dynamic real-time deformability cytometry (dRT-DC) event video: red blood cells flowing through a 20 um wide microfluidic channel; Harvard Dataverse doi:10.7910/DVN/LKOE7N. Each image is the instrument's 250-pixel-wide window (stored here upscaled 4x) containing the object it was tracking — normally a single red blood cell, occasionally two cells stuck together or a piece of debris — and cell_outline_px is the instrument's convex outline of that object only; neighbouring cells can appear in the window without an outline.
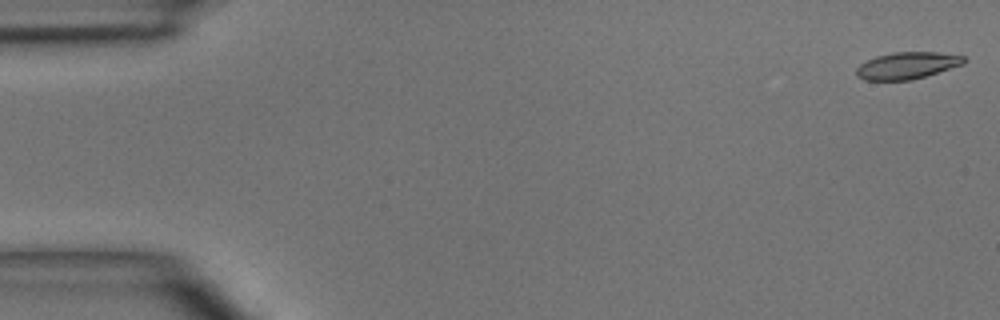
{"species": "common noctule bat (a hibernating species)", "species_latin": "Nyctalus noctula", "temperature_condition": "room temperature", "stored_images_in_passage": 6, "camera_frame_rate_fps": 3000, "um_per_image_px": 0.085, "animal": {"sex": "male", "body_mass_g": 15.6}, "frame": {"image": 1, "passage_image": 1, "time_ms": 0.0, "image_size_px": [1000, 320], "cell_outline_px": [[968, 60], [964, 64], [912, 80], [864, 80], [856, 76], [856, 68], [860, 64], [876, 56], [892, 52], [936, 52], [964, 56]], "centroid_in_image_um": [77.11, 5.57], "position_along_channel_um": 7.9, "area_um2": 16.88}}